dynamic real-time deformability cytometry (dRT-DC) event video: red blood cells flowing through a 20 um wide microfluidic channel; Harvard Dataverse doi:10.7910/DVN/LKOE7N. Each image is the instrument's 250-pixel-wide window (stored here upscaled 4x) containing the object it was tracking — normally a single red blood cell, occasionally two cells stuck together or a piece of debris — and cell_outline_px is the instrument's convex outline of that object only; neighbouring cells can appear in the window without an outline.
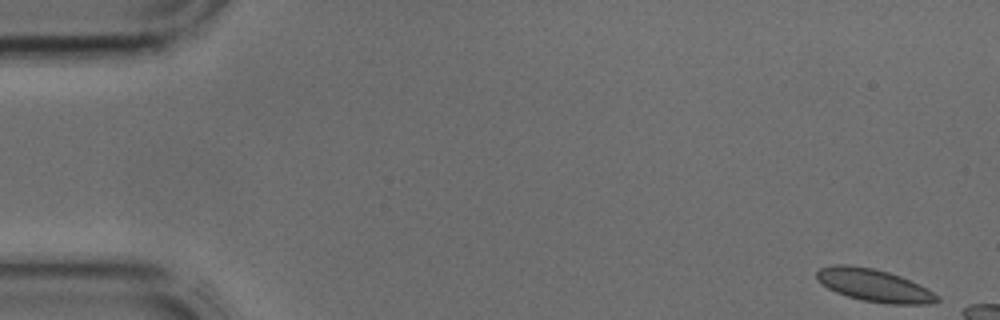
{"species": "common noctule bat (a hibernating species)", "species_latin": "Nyctalus noctula", "temperature_condition": "cold", "stored_images_in_passage": 10, "camera_frame_rate_fps": 3000, "um_per_image_px": 0.085, "animal": {"sex": "male", "body_mass_g": 17.9, "forearm_length_mm": 54.2}, "frame": {"image": 1, "passage_image": 1, "time_ms": 0.0, "image_size_px": [1000, 320], "cell_outline_px": [[940, 300], [928, 304], [884, 304], [864, 300], [848, 296], [836, 292], [828, 288], [816, 276], [816, 272], [820, 268], [832, 264], [848, 264], [872, 268], [888, 272], [900, 276], [940, 296]], "centroid_in_image_um": [74.28, 24.25], "position_along_channel_um": 10.7, "area_um2": 22.48}}